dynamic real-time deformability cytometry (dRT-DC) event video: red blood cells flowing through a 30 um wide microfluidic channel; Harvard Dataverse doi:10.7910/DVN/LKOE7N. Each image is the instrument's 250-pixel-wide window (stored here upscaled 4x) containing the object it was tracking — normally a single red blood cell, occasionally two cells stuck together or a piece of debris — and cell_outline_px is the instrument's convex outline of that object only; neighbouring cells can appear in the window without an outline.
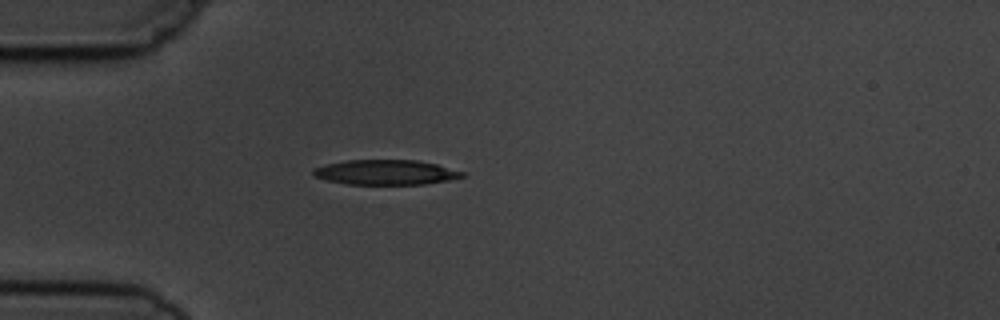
{"species": "common noctule bat (a hibernating species)", "species_latin": "Nyctalus noctula", "temperature_condition": "cold", "stored_images_in_passage": 3, "camera_frame_rate_fps": 3000, "um_per_image_px": 0.085, "animal": {"sex": "male", "body_mass_g": 19.5, "forearm_length_mm": 54.6}, "frame": {"image": 1, "passage_image": 3, "time_ms": 2.333, "image_size_px": [1000, 320], "cell_outline_px": [[468, 172], [464, 176], [448, 180], [424, 184], [348, 184], [328, 180], [312, 176], [312, 168], [328, 164], [348, 160], [420, 160]], "centroid_in_image_um": [32.82, 14.64], "position_along_channel_um": 52.2, "area_um2": 21.68}}